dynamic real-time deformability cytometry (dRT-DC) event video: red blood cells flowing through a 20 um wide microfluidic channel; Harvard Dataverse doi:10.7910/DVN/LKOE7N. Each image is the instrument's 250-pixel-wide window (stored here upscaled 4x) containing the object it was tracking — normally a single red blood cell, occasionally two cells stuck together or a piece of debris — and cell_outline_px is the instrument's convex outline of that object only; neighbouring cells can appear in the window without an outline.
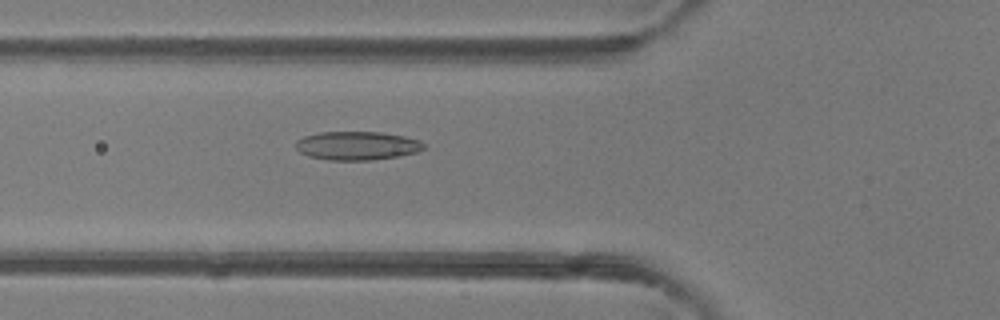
{"species": "common noctule bat (a hibernating species)", "species_latin": "Nyctalus noctula", "temperature_condition": "room temperature", "stored_images_in_passage": 49, "camera_frame_rate_fps": 3000, "um_per_image_px": 0.085, "animal": {"sex": "female"}, "frame": {"image": 1, "passage_image": 18, "time_ms": 5.667, "image_size_px": [1000, 320], "cell_outline_px": [[424, 148], [416, 152], [400, 156], [372, 160], [328, 160], [308, 156], [300, 152], [296, 148], [296, 140], [304, 136], [320, 132], [380, 132], [404, 136], [420, 140], [424, 144]], "centroid_in_image_um": [30.34, 12.38], "position_along_channel_um": 95.5, "area_um2": 21.39}}
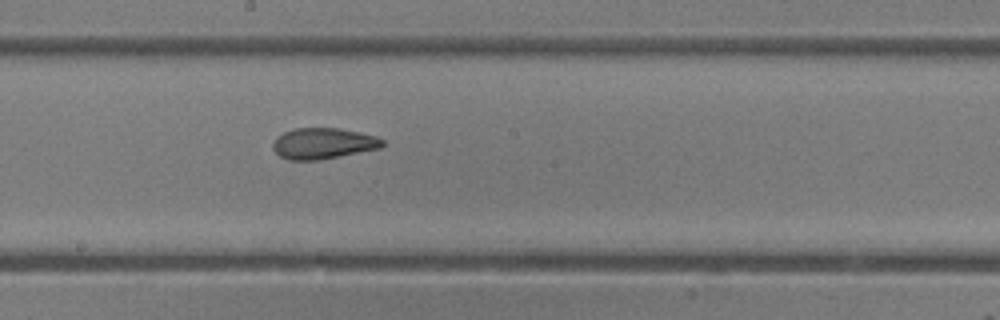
{"frame": {"image": 2, "passage_image": 27, "time_ms": 8.667, "image_size_px": [1000, 320], "cell_outline_px": [[384, 144], [380, 148], [320, 160], [288, 160], [280, 156], [272, 148], [272, 144], [276, 136], [284, 132], [296, 128], [340, 128], [360, 132], [376, 136], [384, 140]], "centroid_in_image_um": [27.46, 12.19], "position_along_channel_um": 220.7, "area_um2": 19.88}}
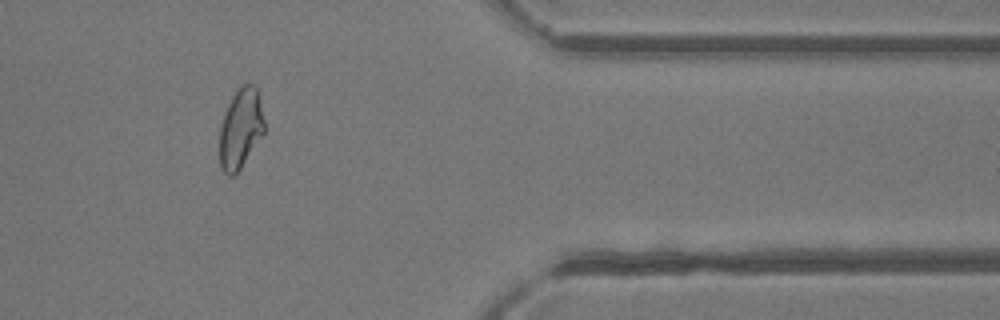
{"frame": {"image": 3, "passage_image": 41, "time_ms": 13.333, "image_size_px": [1000, 320], "cell_outline_px": [[264, 132], [240, 168], [232, 176], [228, 176], [224, 172], [220, 164], [220, 124], [224, 112], [232, 96], [244, 84], [256, 84], [260, 96], [264, 120]], "centroid_in_image_um": [20.45, 10.88], "position_along_channel_um": 390.9, "area_um2": 20.69}, "authors_computed_cell_mechanics": {"area_um2": 21.8484, "velocity_mm_per_s": 4.145, "shape_relaxation_time_tau1_ms": null, "shape_relaxation_time_tau2_ms": 1.479, "deformation_change_tau1": null, "deformation_change_tau2": 0.0747}}